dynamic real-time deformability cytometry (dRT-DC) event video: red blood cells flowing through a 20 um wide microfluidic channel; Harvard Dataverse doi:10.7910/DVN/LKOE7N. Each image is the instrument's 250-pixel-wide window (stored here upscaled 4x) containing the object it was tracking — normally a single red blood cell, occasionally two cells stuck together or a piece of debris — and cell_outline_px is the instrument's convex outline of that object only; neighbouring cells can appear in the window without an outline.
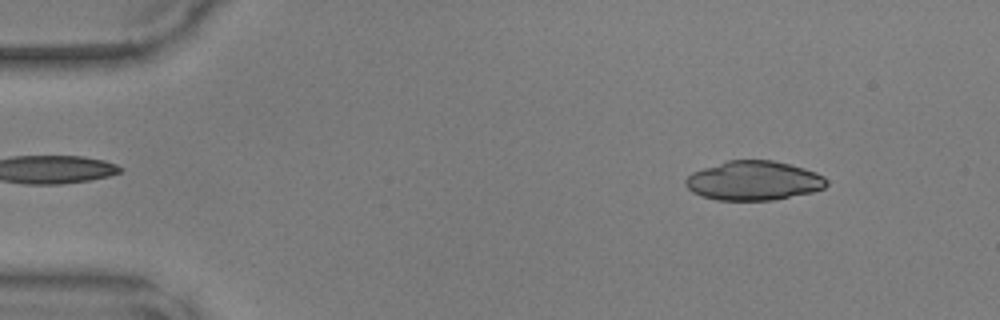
{"species": "common noctule bat (a hibernating species)", "species_latin": "Nyctalus noctula", "temperature_condition": "warm", "stored_images_in_passage": 47, "camera_frame_rate_fps": 3000, "um_per_image_px": 0.085, "animal": {"sex": "male", "body_mass_g": 17.9, "forearm_length_mm": 54.2}, "frame": {"image": 1, "passage_image": 5, "time_ms": 1.333, "image_size_px": [1000, 320], "cell_outline_px": [[828, 184], [824, 188], [812, 192], [772, 200], [716, 200], [700, 196], [692, 192], [684, 184], [684, 180], [692, 172], [728, 160], [772, 160], [804, 168], [816, 172], [824, 176], [828, 180]], "centroid_in_image_um": [64.06, 15.36], "position_along_channel_um": 20.9, "area_um2": 32.31}}